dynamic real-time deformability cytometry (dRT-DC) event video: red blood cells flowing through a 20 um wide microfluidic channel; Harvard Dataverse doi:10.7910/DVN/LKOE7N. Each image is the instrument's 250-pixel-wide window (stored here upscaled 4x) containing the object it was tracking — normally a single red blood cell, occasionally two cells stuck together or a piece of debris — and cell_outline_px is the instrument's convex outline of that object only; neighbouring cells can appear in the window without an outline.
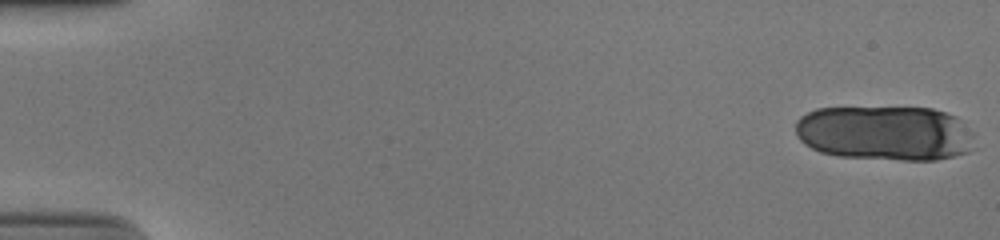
{"species": "human", "species_latin": "Homo sapiens", "temperature_condition": "cold", "stored_images_in_passage": 18, "camera_frame_rate_fps": 3000, "um_per_image_px": 0.085, "donor": {"sex": "male"}, "frame": {"image": 1, "passage_image": 1, "time_ms": 0.0, "image_size_px": [1000, 240], "cell_outline_px": [[976, 148], [968, 152], [936, 160], [900, 160], [840, 156], [820, 152], [804, 144], [796, 136], [796, 120], [800, 116], [816, 108], [932, 108], [956, 116], [972, 132]], "centroid_in_image_um": [75.24, 11.32], "position_along_channel_um": 9.8, "area_um2": 57.63}}